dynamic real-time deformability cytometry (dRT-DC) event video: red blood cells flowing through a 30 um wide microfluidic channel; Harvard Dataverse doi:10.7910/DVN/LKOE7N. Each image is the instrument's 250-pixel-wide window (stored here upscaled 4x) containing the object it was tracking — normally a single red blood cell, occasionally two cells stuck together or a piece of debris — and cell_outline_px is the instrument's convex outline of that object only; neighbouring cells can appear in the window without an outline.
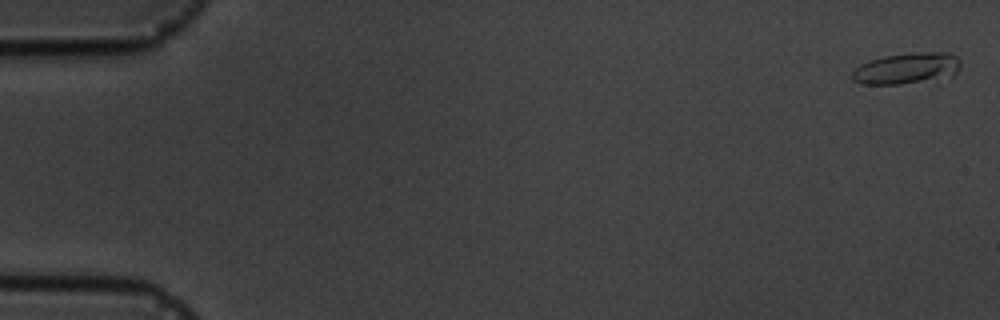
{"species": "common noctule bat (a hibernating species)", "species_latin": "Nyctalus noctula", "temperature_condition": "cold", "stored_images_in_passage": 5, "camera_frame_rate_fps": 3000, "um_per_image_px": 0.085, "animal": {"sex": "male", "body_mass_g": 19.5, "forearm_length_mm": 54.6}, "frame": {"image": 1, "passage_image": 1, "time_ms": 0.0, "image_size_px": [1000, 320], "cell_outline_px": [[960, 68], [952, 76], [900, 84], [864, 84], [852, 80], [852, 72], [860, 64], [884, 56], [912, 52], [948, 52], [956, 56], [960, 60]], "centroid_in_image_um": [77.09, 5.8], "position_along_channel_um": 7.9, "area_um2": 19.59}}
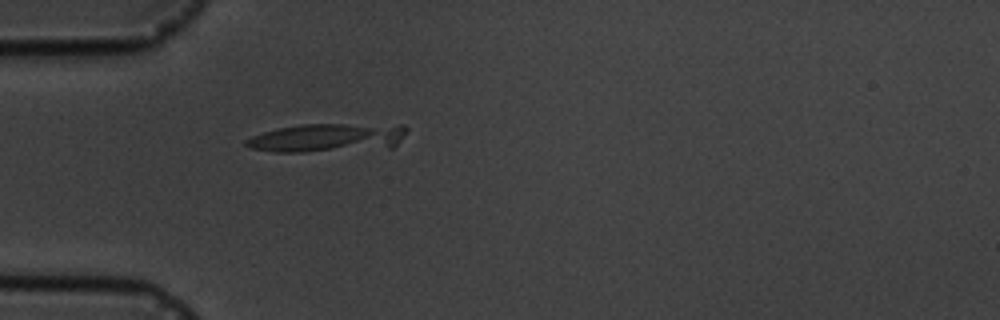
{"frame": {"image": 2, "passage_image": 5, "time_ms": 5.333, "image_size_px": [1000, 320], "cell_outline_px": [[408, 128], [400, 140], [392, 148], [304, 152], [276, 152], [248, 148], [244, 144], [244, 140], [252, 136], [264, 132], [280, 128], [300, 124], [404, 124]], "centroid_in_image_um": [27.86, 11.71], "position_along_channel_um": 57.1, "area_um2": 27.11}}